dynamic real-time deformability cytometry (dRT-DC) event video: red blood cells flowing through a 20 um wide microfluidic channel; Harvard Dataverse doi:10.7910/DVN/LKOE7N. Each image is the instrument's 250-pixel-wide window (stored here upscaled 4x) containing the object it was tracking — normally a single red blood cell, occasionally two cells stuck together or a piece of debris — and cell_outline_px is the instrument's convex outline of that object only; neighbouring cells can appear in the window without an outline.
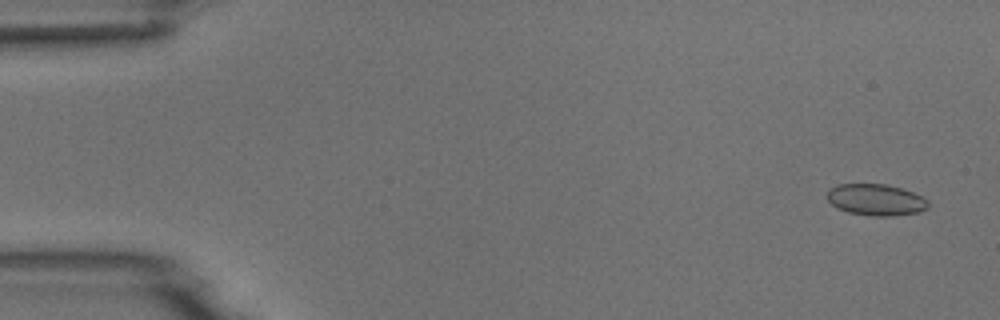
{"species": "common noctule bat (a hibernating species)", "species_latin": "Nyctalus noctula", "temperature_condition": "room temperature", "stored_images_in_passage": 10, "camera_frame_rate_fps": 3000, "um_per_image_px": 0.085, "animal": {"sex": "male", "body_mass_g": 18.8}, "frame": {"image": 1, "passage_image": 1, "time_ms": 0.0, "image_size_px": [1000, 320], "cell_outline_px": [[928, 208], [920, 212], [892, 216], [872, 216], [848, 212], [836, 208], [828, 200], [828, 188], [836, 184], [888, 184], [912, 192], [928, 200]], "centroid_in_image_um": [74.44, 16.98], "position_along_channel_um": 10.6, "area_um2": 18.61}}
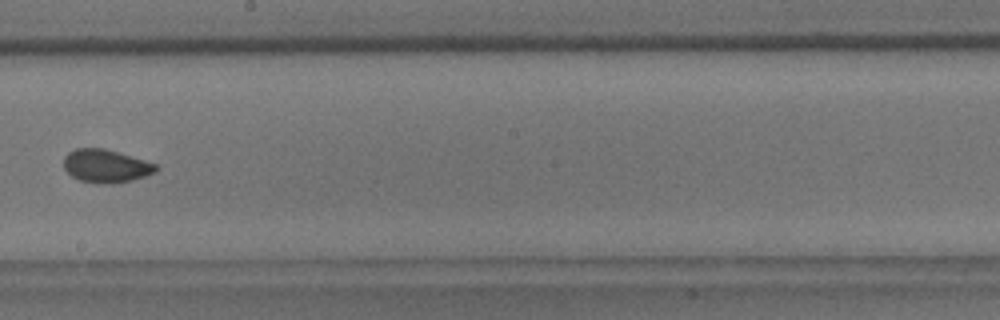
{"frame": {"image": 2, "passage_image": 9, "time_ms": 9.333, "image_size_px": [1000, 320], "cell_outline_px": [[160, 168], [156, 172], [132, 180], [112, 184], [96, 184], [80, 180], [72, 176], [64, 168], [64, 156], [68, 152], [76, 148], [104, 148], [144, 160], [156, 164]], "centroid_in_image_um": [9.0, 14.12], "position_along_channel_um": 239.2, "area_um2": 17.86}}
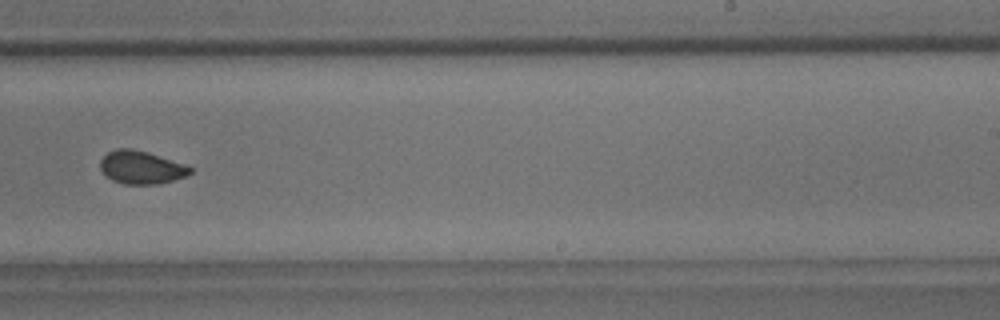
{"frame": {"image": 3, "passage_image": 10, "time_ms": 10.333, "image_size_px": [1000, 320], "cell_outline_px": [[192, 172], [184, 176], [160, 184], [124, 184], [112, 180], [100, 168], [100, 160], [108, 152], [116, 148], [132, 148], [148, 152], [184, 164], [192, 168]], "centroid_in_image_um": [11.99, 14.22], "position_along_channel_um": 277.0, "area_um2": 17.17}}